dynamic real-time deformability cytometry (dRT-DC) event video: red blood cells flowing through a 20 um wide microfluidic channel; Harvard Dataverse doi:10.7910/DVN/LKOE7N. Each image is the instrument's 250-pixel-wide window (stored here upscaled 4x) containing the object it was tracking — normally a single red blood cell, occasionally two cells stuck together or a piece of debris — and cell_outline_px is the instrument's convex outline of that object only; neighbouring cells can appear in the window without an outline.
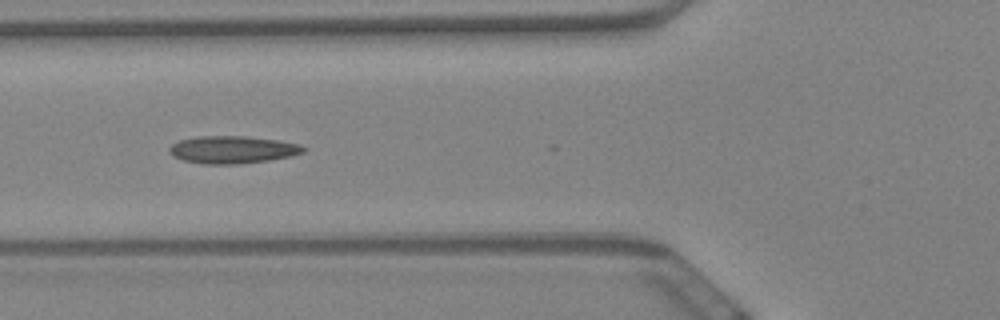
{"species": "Egyptian fruit bat (a non-hibernating species)", "species_latin": "Rousettus aegyptiacus", "temperature_condition": "warm", "stored_images_in_passage": 27, "camera_frame_rate_fps": 3000, "um_per_image_px": 0.085, "animal": {"sex": "female"}, "frame": {"image": 1, "passage_image": 22, "time_ms": 7.0, "image_size_px": [1000, 320], "cell_outline_px": [[308, 148], [304, 152], [292, 156], [268, 160], [240, 164], [204, 164], [184, 160], [172, 156], [168, 152], [168, 148], [172, 144], [180, 140], [200, 136], [248, 136], [276, 140], [300, 144]], "centroid_in_image_um": [19.77, 12.72], "position_along_channel_um": 106.0, "area_um2": 21.56}}
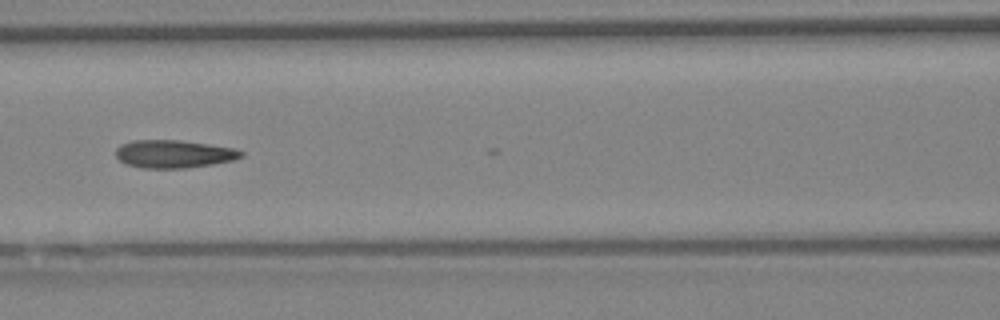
{"frame": {"image": 2, "passage_image": 26, "time_ms": 8.333, "image_size_px": [1000, 320], "cell_outline_px": [[244, 156], [232, 160], [212, 164], [188, 168], [140, 168], [128, 164], [120, 160], [116, 156], [116, 148], [120, 144], [132, 140], [180, 140], [208, 144], [232, 148], [244, 152]], "centroid_in_image_um": [14.75, 13.08], "position_along_channel_um": 151.8, "area_um2": 20.35}}